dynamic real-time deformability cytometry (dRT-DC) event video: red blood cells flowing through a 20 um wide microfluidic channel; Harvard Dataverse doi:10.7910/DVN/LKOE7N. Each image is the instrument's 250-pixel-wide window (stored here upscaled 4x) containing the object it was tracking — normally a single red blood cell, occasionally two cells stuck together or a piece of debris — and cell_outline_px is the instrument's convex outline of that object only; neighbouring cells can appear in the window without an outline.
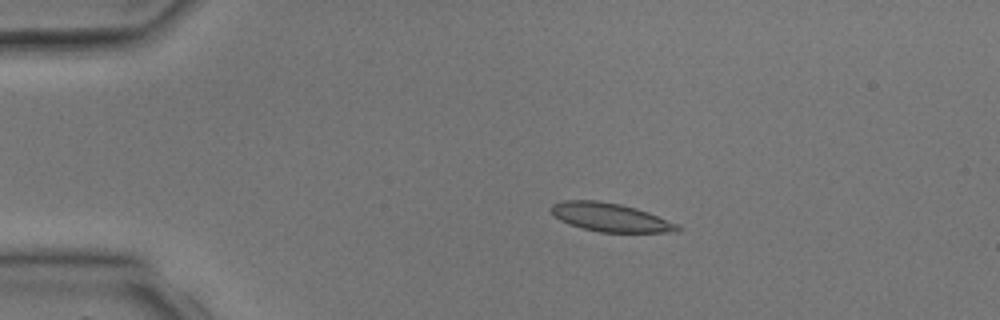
{"species": "common noctule bat (a hibernating species)", "species_latin": "Nyctalus noctula", "temperature_condition": "room temperature", "stored_images_in_passage": 2, "camera_frame_rate_fps": 3000, "um_per_image_px": 0.085, "animal": {"sex": "male", "body_mass_g": 17.9, "forearm_length_mm": 54.2}, "frame": {"image": 1, "passage_image": 2, "time_ms": 1.333, "image_size_px": [1000, 320], "cell_outline_px": [[680, 228], [676, 232], [600, 232], [568, 224], [560, 220], [552, 212], [552, 204], [564, 200], [596, 200], [620, 204], [636, 208], [648, 212], [680, 224]], "centroid_in_image_um": [51.91, 18.47], "position_along_channel_um": 33.1, "area_um2": 20.87}}